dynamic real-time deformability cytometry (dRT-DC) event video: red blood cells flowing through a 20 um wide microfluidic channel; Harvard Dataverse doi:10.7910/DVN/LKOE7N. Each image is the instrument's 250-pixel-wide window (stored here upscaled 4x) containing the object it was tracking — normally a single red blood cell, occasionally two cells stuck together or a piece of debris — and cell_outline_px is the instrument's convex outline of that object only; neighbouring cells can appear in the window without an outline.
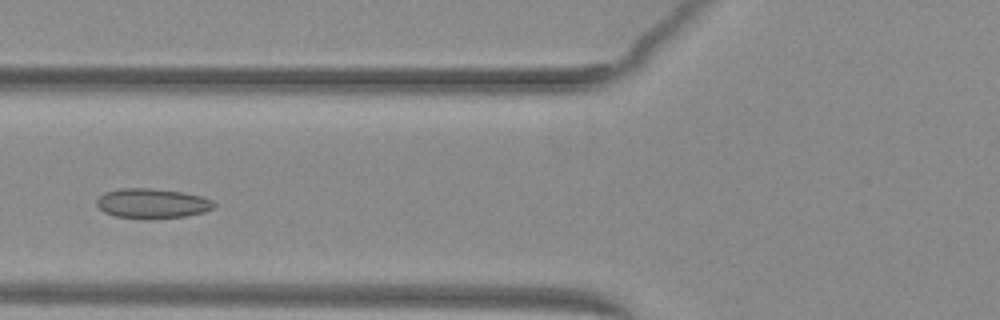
{"species": "common noctule bat (a hibernating species)", "species_latin": "Nyctalus noctula", "temperature_condition": "warm", "stored_images_in_passage": 47, "segment_of_instrument_passage": [1, 2], "camera_frame_rate_fps": 3000, "um_per_image_px": 0.085, "animal": {"sex": "female", "body_mass_g": 29.2, "forearm_length_mm": 56.3}, "frame": {"image": 1, "passage_image": 15, "time_ms": 4.667, "image_size_px": [1000, 320], "cell_outline_px": [[216, 208], [204, 212], [184, 216], [116, 216], [104, 212], [96, 204], [96, 200], [104, 192], [120, 188], [148, 188], [180, 192], [200, 196], [212, 200], [216, 204]], "centroid_in_image_um": [12.94, 17.25], "position_along_channel_um": 112.9, "area_um2": 19.54}}
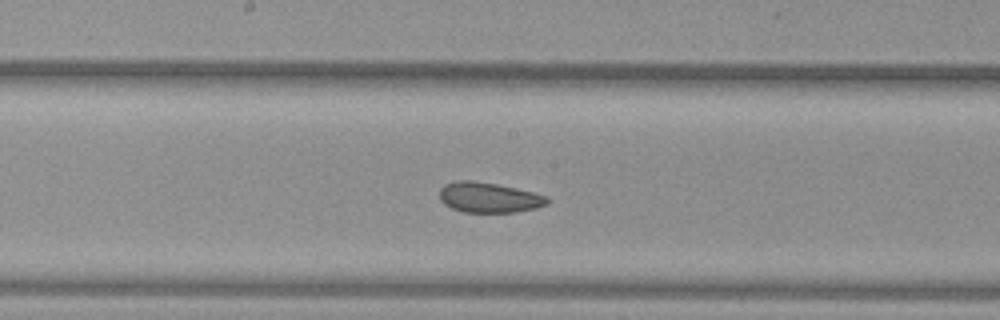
{"frame": {"image": 2, "passage_image": 22, "time_ms": 7.0, "image_size_px": [1000, 320], "cell_outline_px": [[548, 204], [536, 208], [516, 212], [464, 212], [452, 208], [444, 204], [440, 200], [440, 188], [444, 184], [456, 180], [472, 180], [496, 184], [516, 188], [548, 196]], "centroid_in_image_um": [41.54, 16.78], "position_along_channel_um": 206.7, "area_um2": 19.02}}
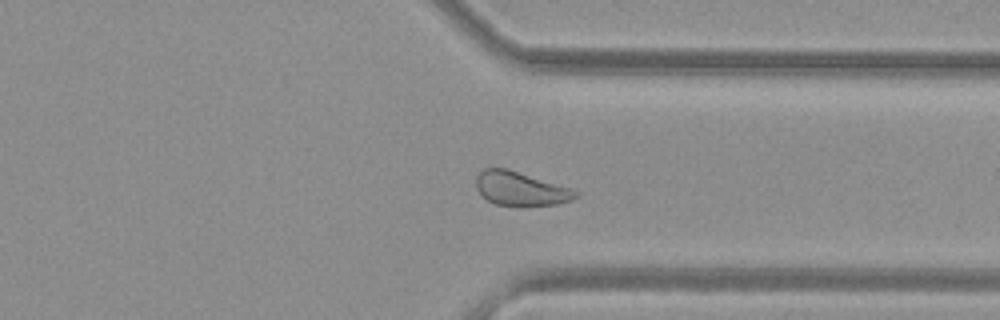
{"frame": {"image": 3, "passage_image": 34, "time_ms": 11.0, "image_size_px": [1000, 320], "cell_outline_px": [[580, 192], [572, 200], [556, 204], [516, 208], [496, 204], [488, 200], [476, 188], [476, 176], [484, 168], [508, 168], [572, 188]], "centroid_in_image_um": [44.27, 16.06], "position_along_channel_um": 367.1, "area_um2": 20.11}}